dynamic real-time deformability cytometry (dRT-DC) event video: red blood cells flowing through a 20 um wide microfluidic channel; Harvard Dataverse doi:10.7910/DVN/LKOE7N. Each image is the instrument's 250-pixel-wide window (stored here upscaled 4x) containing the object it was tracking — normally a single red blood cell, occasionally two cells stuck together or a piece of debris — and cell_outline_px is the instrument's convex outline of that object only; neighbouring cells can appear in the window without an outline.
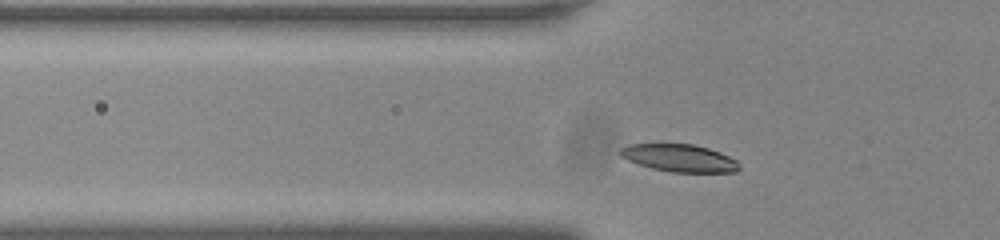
{"species": "common noctule bat (a hibernating species)", "species_latin": "Nyctalus noctula", "temperature_condition": "room temperature", "stored_images_in_passage": 36, "camera_frame_rate_fps": 3000, "um_per_image_px": 0.085, "animal": {"sex": "male", "body_mass_g": 20.0, "forearm_length_mm": 53.3}, "frame": {"image": 1, "passage_image": 7, "time_ms": 2.0, "image_size_px": [1000, 240], "cell_outline_px": [[740, 168], [736, 172], [672, 172], [652, 168], [628, 160], [620, 156], [620, 148], [628, 144], [692, 144], [708, 148], [720, 152], [736, 160], [740, 164]], "centroid_in_image_um": [57.76, 13.43], "position_along_channel_um": 68.0, "area_um2": 18.96}}
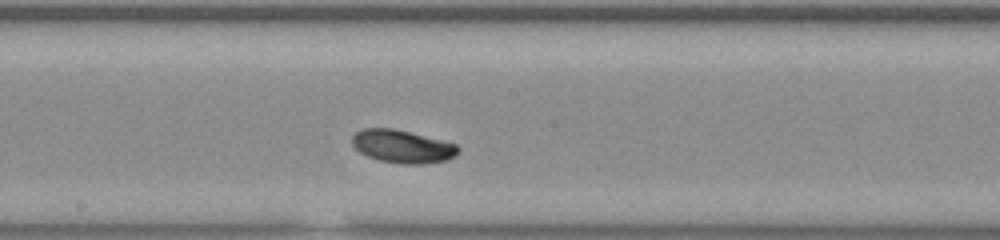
{"frame": {"image": 2, "passage_image": 19, "time_ms": 6.0, "image_size_px": [1000, 240], "cell_outline_px": [[460, 148], [448, 160], [424, 164], [400, 164], [380, 160], [368, 156], [360, 152], [352, 144], [352, 136], [356, 132], [364, 128], [392, 128], [456, 144]], "centroid_in_image_um": [34.17, 12.45], "position_along_channel_um": 214.0, "area_um2": 20.06}}
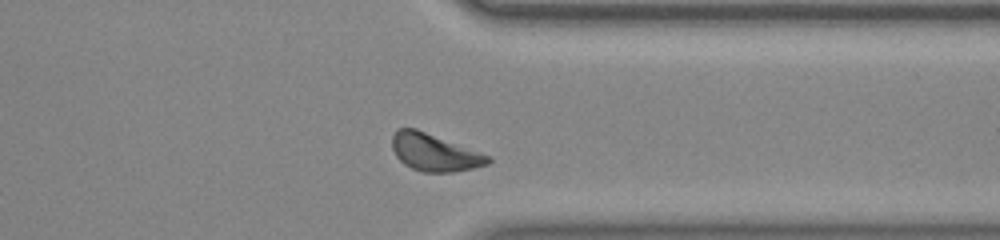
{"frame": {"image": 3, "passage_image": 32, "time_ms": 10.333, "image_size_px": [1000, 240], "cell_outline_px": [[492, 160], [488, 164], [472, 168], [452, 172], [424, 172], [412, 168], [404, 164], [396, 156], [392, 148], [392, 136], [396, 128], [416, 128], [488, 156]], "centroid_in_image_um": [36.86, 12.95], "position_along_channel_um": 374.5, "area_um2": 20.46}, "authors_computed_cell_mechanics": {"area_um2": 19.5364, "velocity_mm_per_s": 3.716, "shape_relaxation_time_tau1_ms": 1.3391, "shape_relaxation_time_tau2_ms": null, "deformation_change_tau1": 0.11, "deformation_change_tau2": null}}